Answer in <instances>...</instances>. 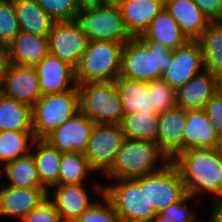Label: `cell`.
<instances>
[{"instance_id":"6da1fadb","label":"cell","mask_w":222,"mask_h":222,"mask_svg":"<svg viewBox=\"0 0 222 222\" xmlns=\"http://www.w3.org/2000/svg\"><path fill=\"white\" fill-rule=\"evenodd\" d=\"M178 170L188 195L211 193L222 198V154L215 149H190L170 161Z\"/></svg>"},{"instance_id":"7a4b0ae2","label":"cell","mask_w":222,"mask_h":222,"mask_svg":"<svg viewBox=\"0 0 222 222\" xmlns=\"http://www.w3.org/2000/svg\"><path fill=\"white\" fill-rule=\"evenodd\" d=\"M172 62V51L153 41L132 37L123 47L119 77L150 82L162 78Z\"/></svg>"},{"instance_id":"3957f363","label":"cell","mask_w":222,"mask_h":222,"mask_svg":"<svg viewBox=\"0 0 222 222\" xmlns=\"http://www.w3.org/2000/svg\"><path fill=\"white\" fill-rule=\"evenodd\" d=\"M160 160L164 164L158 166ZM169 162V157L156 143L125 139L105 175L113 180L151 175L162 170Z\"/></svg>"},{"instance_id":"277c9868","label":"cell","mask_w":222,"mask_h":222,"mask_svg":"<svg viewBox=\"0 0 222 222\" xmlns=\"http://www.w3.org/2000/svg\"><path fill=\"white\" fill-rule=\"evenodd\" d=\"M103 185V194L111 201L122 222H153L155 210L147 197V175L115 180Z\"/></svg>"},{"instance_id":"5b68a950","label":"cell","mask_w":222,"mask_h":222,"mask_svg":"<svg viewBox=\"0 0 222 222\" xmlns=\"http://www.w3.org/2000/svg\"><path fill=\"white\" fill-rule=\"evenodd\" d=\"M123 47L112 41H89L75 69L76 84L115 81L120 75Z\"/></svg>"},{"instance_id":"8992f818","label":"cell","mask_w":222,"mask_h":222,"mask_svg":"<svg viewBox=\"0 0 222 222\" xmlns=\"http://www.w3.org/2000/svg\"><path fill=\"white\" fill-rule=\"evenodd\" d=\"M80 111L95 124L121 125L124 112L114 81L77 84Z\"/></svg>"},{"instance_id":"52a82bcc","label":"cell","mask_w":222,"mask_h":222,"mask_svg":"<svg viewBox=\"0 0 222 222\" xmlns=\"http://www.w3.org/2000/svg\"><path fill=\"white\" fill-rule=\"evenodd\" d=\"M80 111L79 91L42 95L32 106V127L36 139H44L53 130Z\"/></svg>"},{"instance_id":"ba28073f","label":"cell","mask_w":222,"mask_h":222,"mask_svg":"<svg viewBox=\"0 0 222 222\" xmlns=\"http://www.w3.org/2000/svg\"><path fill=\"white\" fill-rule=\"evenodd\" d=\"M79 22L89 41H112L125 44L133 36L127 30L115 2L78 13Z\"/></svg>"},{"instance_id":"9c48e42d","label":"cell","mask_w":222,"mask_h":222,"mask_svg":"<svg viewBox=\"0 0 222 222\" xmlns=\"http://www.w3.org/2000/svg\"><path fill=\"white\" fill-rule=\"evenodd\" d=\"M124 140L121 125L94 124L84 152L91 168L105 174L112 166Z\"/></svg>"},{"instance_id":"30bf717a","label":"cell","mask_w":222,"mask_h":222,"mask_svg":"<svg viewBox=\"0 0 222 222\" xmlns=\"http://www.w3.org/2000/svg\"><path fill=\"white\" fill-rule=\"evenodd\" d=\"M48 39L49 53L74 70L78 67L79 60L89 44V39L77 20L54 22Z\"/></svg>"},{"instance_id":"8fae6325","label":"cell","mask_w":222,"mask_h":222,"mask_svg":"<svg viewBox=\"0 0 222 222\" xmlns=\"http://www.w3.org/2000/svg\"><path fill=\"white\" fill-rule=\"evenodd\" d=\"M186 194L181 176L171 162L162 170L147 175V197L156 213L180 201Z\"/></svg>"},{"instance_id":"7c38bea8","label":"cell","mask_w":222,"mask_h":222,"mask_svg":"<svg viewBox=\"0 0 222 222\" xmlns=\"http://www.w3.org/2000/svg\"><path fill=\"white\" fill-rule=\"evenodd\" d=\"M94 124V122L79 111L59 128L49 133L44 140L61 153H84L87 150Z\"/></svg>"},{"instance_id":"4fadbf2b","label":"cell","mask_w":222,"mask_h":222,"mask_svg":"<svg viewBox=\"0 0 222 222\" xmlns=\"http://www.w3.org/2000/svg\"><path fill=\"white\" fill-rule=\"evenodd\" d=\"M205 70L201 48L196 40L172 51V62L162 79L176 91L193 76Z\"/></svg>"},{"instance_id":"5bb4252c","label":"cell","mask_w":222,"mask_h":222,"mask_svg":"<svg viewBox=\"0 0 222 222\" xmlns=\"http://www.w3.org/2000/svg\"><path fill=\"white\" fill-rule=\"evenodd\" d=\"M42 95L73 90L77 84L75 70L49 53L35 66Z\"/></svg>"},{"instance_id":"9a60e30c","label":"cell","mask_w":222,"mask_h":222,"mask_svg":"<svg viewBox=\"0 0 222 222\" xmlns=\"http://www.w3.org/2000/svg\"><path fill=\"white\" fill-rule=\"evenodd\" d=\"M48 192L45 187L17 188L3 185L0 189V216L19 218L22 221L48 198Z\"/></svg>"},{"instance_id":"2e32d148","label":"cell","mask_w":222,"mask_h":222,"mask_svg":"<svg viewBox=\"0 0 222 222\" xmlns=\"http://www.w3.org/2000/svg\"><path fill=\"white\" fill-rule=\"evenodd\" d=\"M0 92L32 107L42 96L35 66L11 64Z\"/></svg>"},{"instance_id":"e0dca14e","label":"cell","mask_w":222,"mask_h":222,"mask_svg":"<svg viewBox=\"0 0 222 222\" xmlns=\"http://www.w3.org/2000/svg\"><path fill=\"white\" fill-rule=\"evenodd\" d=\"M158 147L170 161L183 152V136L186 124V111L176 106L159 114Z\"/></svg>"},{"instance_id":"ac0fdd59","label":"cell","mask_w":222,"mask_h":222,"mask_svg":"<svg viewBox=\"0 0 222 222\" xmlns=\"http://www.w3.org/2000/svg\"><path fill=\"white\" fill-rule=\"evenodd\" d=\"M217 91V76L205 69L176 91L177 106L185 111L204 109Z\"/></svg>"},{"instance_id":"d6986e66","label":"cell","mask_w":222,"mask_h":222,"mask_svg":"<svg viewBox=\"0 0 222 222\" xmlns=\"http://www.w3.org/2000/svg\"><path fill=\"white\" fill-rule=\"evenodd\" d=\"M51 190H54V196H50V191L48 197L63 222H73L95 202L89 199L84 184H59Z\"/></svg>"},{"instance_id":"ffe728a7","label":"cell","mask_w":222,"mask_h":222,"mask_svg":"<svg viewBox=\"0 0 222 222\" xmlns=\"http://www.w3.org/2000/svg\"><path fill=\"white\" fill-rule=\"evenodd\" d=\"M115 3L133 37L141 35L164 8V0H117Z\"/></svg>"},{"instance_id":"44dd1931","label":"cell","mask_w":222,"mask_h":222,"mask_svg":"<svg viewBox=\"0 0 222 222\" xmlns=\"http://www.w3.org/2000/svg\"><path fill=\"white\" fill-rule=\"evenodd\" d=\"M217 142L218 134L214 130L205 110L186 111L183 152L200 148L215 149Z\"/></svg>"},{"instance_id":"7402d4cb","label":"cell","mask_w":222,"mask_h":222,"mask_svg":"<svg viewBox=\"0 0 222 222\" xmlns=\"http://www.w3.org/2000/svg\"><path fill=\"white\" fill-rule=\"evenodd\" d=\"M138 37L142 41H153L162 44L170 51L176 50L190 41L165 8L159 12L151 21L149 27Z\"/></svg>"},{"instance_id":"603a6c76","label":"cell","mask_w":222,"mask_h":222,"mask_svg":"<svg viewBox=\"0 0 222 222\" xmlns=\"http://www.w3.org/2000/svg\"><path fill=\"white\" fill-rule=\"evenodd\" d=\"M164 8L190 40H196L210 22L193 0H164Z\"/></svg>"},{"instance_id":"cb8c5ba5","label":"cell","mask_w":222,"mask_h":222,"mask_svg":"<svg viewBox=\"0 0 222 222\" xmlns=\"http://www.w3.org/2000/svg\"><path fill=\"white\" fill-rule=\"evenodd\" d=\"M8 47L12 64L36 66L49 54V39L20 31Z\"/></svg>"},{"instance_id":"d4e9b609","label":"cell","mask_w":222,"mask_h":222,"mask_svg":"<svg viewBox=\"0 0 222 222\" xmlns=\"http://www.w3.org/2000/svg\"><path fill=\"white\" fill-rule=\"evenodd\" d=\"M38 175L42 185L49 191L59 185V165L62 153L44 139H35L32 145Z\"/></svg>"},{"instance_id":"484cf974","label":"cell","mask_w":222,"mask_h":222,"mask_svg":"<svg viewBox=\"0 0 222 222\" xmlns=\"http://www.w3.org/2000/svg\"><path fill=\"white\" fill-rule=\"evenodd\" d=\"M115 85L121 97L124 115L134 112H154L148 82L118 77Z\"/></svg>"},{"instance_id":"4316f807","label":"cell","mask_w":222,"mask_h":222,"mask_svg":"<svg viewBox=\"0 0 222 222\" xmlns=\"http://www.w3.org/2000/svg\"><path fill=\"white\" fill-rule=\"evenodd\" d=\"M20 31L39 36H49L55 22L36 0H13Z\"/></svg>"},{"instance_id":"83f0119b","label":"cell","mask_w":222,"mask_h":222,"mask_svg":"<svg viewBox=\"0 0 222 222\" xmlns=\"http://www.w3.org/2000/svg\"><path fill=\"white\" fill-rule=\"evenodd\" d=\"M33 132L32 107L0 92V132Z\"/></svg>"},{"instance_id":"f1b7e54d","label":"cell","mask_w":222,"mask_h":222,"mask_svg":"<svg viewBox=\"0 0 222 222\" xmlns=\"http://www.w3.org/2000/svg\"><path fill=\"white\" fill-rule=\"evenodd\" d=\"M196 41L201 48L205 69L218 76L222 73V21H210Z\"/></svg>"},{"instance_id":"f546056e","label":"cell","mask_w":222,"mask_h":222,"mask_svg":"<svg viewBox=\"0 0 222 222\" xmlns=\"http://www.w3.org/2000/svg\"><path fill=\"white\" fill-rule=\"evenodd\" d=\"M159 114L134 112L124 115L121 123L125 139L150 141L157 144Z\"/></svg>"},{"instance_id":"4dcf8cb0","label":"cell","mask_w":222,"mask_h":222,"mask_svg":"<svg viewBox=\"0 0 222 222\" xmlns=\"http://www.w3.org/2000/svg\"><path fill=\"white\" fill-rule=\"evenodd\" d=\"M4 177L7 178L11 187L17 188H36L44 187L40 181L36 162L33 154L21 156L3 167Z\"/></svg>"},{"instance_id":"1f68e13d","label":"cell","mask_w":222,"mask_h":222,"mask_svg":"<svg viewBox=\"0 0 222 222\" xmlns=\"http://www.w3.org/2000/svg\"><path fill=\"white\" fill-rule=\"evenodd\" d=\"M33 132L1 131L0 163L2 167L31 152L35 140Z\"/></svg>"},{"instance_id":"d6a6232c","label":"cell","mask_w":222,"mask_h":222,"mask_svg":"<svg viewBox=\"0 0 222 222\" xmlns=\"http://www.w3.org/2000/svg\"><path fill=\"white\" fill-rule=\"evenodd\" d=\"M95 171L84 153H62L59 165V184H84L86 176Z\"/></svg>"},{"instance_id":"836d02e7","label":"cell","mask_w":222,"mask_h":222,"mask_svg":"<svg viewBox=\"0 0 222 222\" xmlns=\"http://www.w3.org/2000/svg\"><path fill=\"white\" fill-rule=\"evenodd\" d=\"M94 189L104 203L94 202L73 222H122L111 201L103 194V184H95Z\"/></svg>"},{"instance_id":"e575fe53","label":"cell","mask_w":222,"mask_h":222,"mask_svg":"<svg viewBox=\"0 0 222 222\" xmlns=\"http://www.w3.org/2000/svg\"><path fill=\"white\" fill-rule=\"evenodd\" d=\"M148 93L151 94L154 113H162L177 106L176 90L162 78L148 82Z\"/></svg>"},{"instance_id":"d590c367","label":"cell","mask_w":222,"mask_h":222,"mask_svg":"<svg viewBox=\"0 0 222 222\" xmlns=\"http://www.w3.org/2000/svg\"><path fill=\"white\" fill-rule=\"evenodd\" d=\"M193 197L186 194L180 201L170 204L161 212L155 214L153 222H203L195 212L188 208L187 202Z\"/></svg>"},{"instance_id":"8d00e7d4","label":"cell","mask_w":222,"mask_h":222,"mask_svg":"<svg viewBox=\"0 0 222 222\" xmlns=\"http://www.w3.org/2000/svg\"><path fill=\"white\" fill-rule=\"evenodd\" d=\"M19 32L14 1L0 0V45L8 46Z\"/></svg>"},{"instance_id":"74e56055","label":"cell","mask_w":222,"mask_h":222,"mask_svg":"<svg viewBox=\"0 0 222 222\" xmlns=\"http://www.w3.org/2000/svg\"><path fill=\"white\" fill-rule=\"evenodd\" d=\"M36 2L55 22L77 20L79 11L76 0H36Z\"/></svg>"},{"instance_id":"f35d334b","label":"cell","mask_w":222,"mask_h":222,"mask_svg":"<svg viewBox=\"0 0 222 222\" xmlns=\"http://www.w3.org/2000/svg\"><path fill=\"white\" fill-rule=\"evenodd\" d=\"M22 222H63L54 203L48 197L27 214Z\"/></svg>"},{"instance_id":"ab89813d","label":"cell","mask_w":222,"mask_h":222,"mask_svg":"<svg viewBox=\"0 0 222 222\" xmlns=\"http://www.w3.org/2000/svg\"><path fill=\"white\" fill-rule=\"evenodd\" d=\"M204 110L217 134L222 132V93H217L208 101Z\"/></svg>"},{"instance_id":"60d3db41","label":"cell","mask_w":222,"mask_h":222,"mask_svg":"<svg viewBox=\"0 0 222 222\" xmlns=\"http://www.w3.org/2000/svg\"><path fill=\"white\" fill-rule=\"evenodd\" d=\"M210 21H222V0H193Z\"/></svg>"},{"instance_id":"b9f144b4","label":"cell","mask_w":222,"mask_h":222,"mask_svg":"<svg viewBox=\"0 0 222 222\" xmlns=\"http://www.w3.org/2000/svg\"><path fill=\"white\" fill-rule=\"evenodd\" d=\"M11 64L9 47L6 45H0V91Z\"/></svg>"},{"instance_id":"7bdbcfd3","label":"cell","mask_w":222,"mask_h":222,"mask_svg":"<svg viewBox=\"0 0 222 222\" xmlns=\"http://www.w3.org/2000/svg\"><path fill=\"white\" fill-rule=\"evenodd\" d=\"M78 11H84L87 9L102 7L108 4L109 0H76Z\"/></svg>"},{"instance_id":"ee69618b","label":"cell","mask_w":222,"mask_h":222,"mask_svg":"<svg viewBox=\"0 0 222 222\" xmlns=\"http://www.w3.org/2000/svg\"><path fill=\"white\" fill-rule=\"evenodd\" d=\"M214 203L207 222H222V198L214 199Z\"/></svg>"},{"instance_id":"f6af8a7d","label":"cell","mask_w":222,"mask_h":222,"mask_svg":"<svg viewBox=\"0 0 222 222\" xmlns=\"http://www.w3.org/2000/svg\"><path fill=\"white\" fill-rule=\"evenodd\" d=\"M216 149L222 154V132L218 134V142Z\"/></svg>"},{"instance_id":"bcb514c9","label":"cell","mask_w":222,"mask_h":222,"mask_svg":"<svg viewBox=\"0 0 222 222\" xmlns=\"http://www.w3.org/2000/svg\"><path fill=\"white\" fill-rule=\"evenodd\" d=\"M218 91L222 93V73L217 76Z\"/></svg>"}]
</instances>
